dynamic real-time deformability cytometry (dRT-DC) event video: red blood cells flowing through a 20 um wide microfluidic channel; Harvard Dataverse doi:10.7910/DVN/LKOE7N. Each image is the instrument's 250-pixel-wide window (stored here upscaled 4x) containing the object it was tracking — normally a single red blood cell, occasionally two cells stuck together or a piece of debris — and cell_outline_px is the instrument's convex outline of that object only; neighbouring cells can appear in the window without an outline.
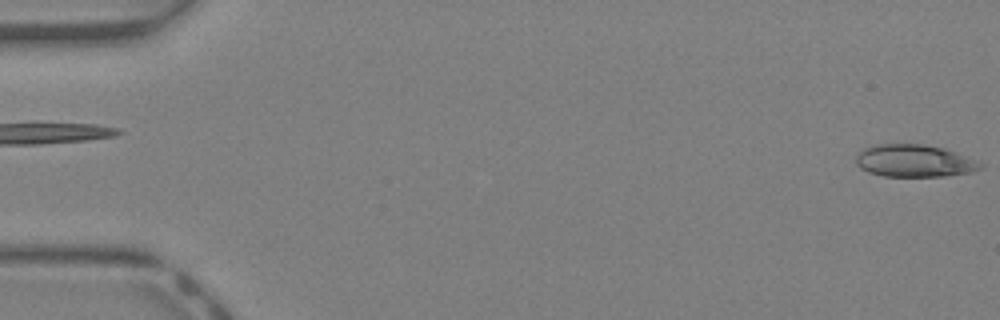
{"species": "Egyptian fruit bat (a non-hibernating species)", "species_latin": "Rousettus aegyptiacus", "temperature_condition": "warm", "stored_images_in_passage": 42, "camera_frame_rate_fps": 3000, "um_per_image_px": 0.085, "animal": {"sex": "female"}, "frame": {"image": 1, "passage_image": 1, "time_ms": 0.0, "image_size_px": [1000, 320], "cell_outline_px": [[984, 164], [980, 168], [972, 172], [944, 176], [884, 176], [868, 172], [860, 168], [856, 164], [856, 156], [864, 148], [876, 144], [924, 144], [944, 148]], "centroid_in_image_um": [77.68, 13.67], "position_along_channel_um": 7.3, "area_um2": 23.29}}
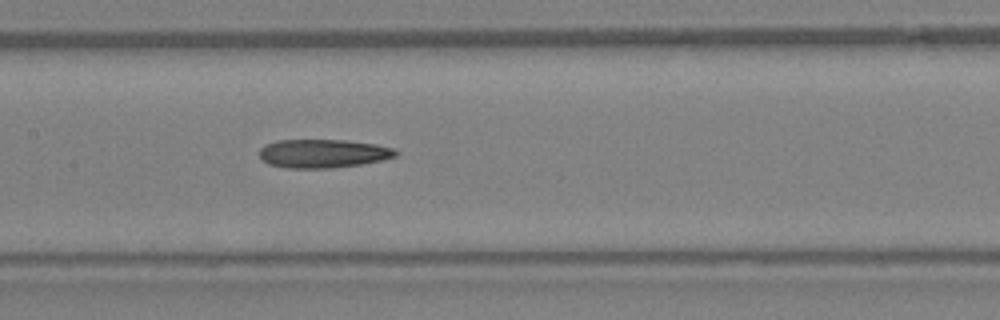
{"frame": {"image": 2, "passage_image": 21, "time_ms": 6.667, "image_size_px": [1000, 320], "cell_outline_px": [[400, 152], [396, 156], [380, 160], [360, 164], [328, 168], [288, 168], [268, 164], [260, 156], [260, 148], [264, 144], [276, 140], [344, 140], [376, 144], [392, 148]], "centroid_in_image_um": [27.44, 13.04], "position_along_channel_um": 180.0, "area_um2": 22.6}}
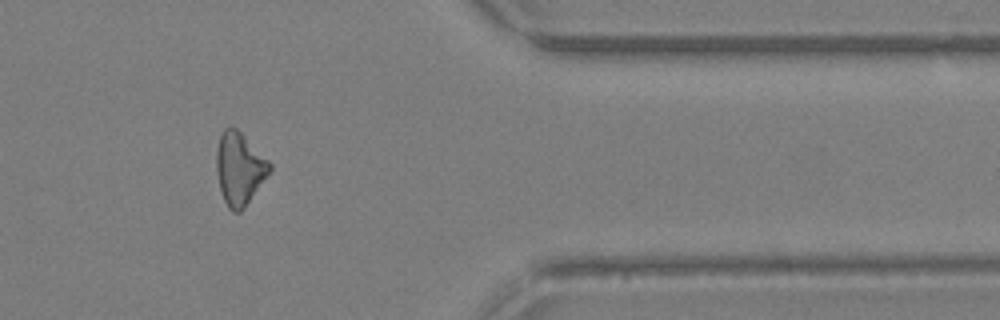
{"frame": {"image": 3, "passage_image": 35, "time_ms": 11.333, "image_size_px": [1000, 320], "cell_outline_px": [[272, 168], [244, 208], [240, 212], [232, 212], [228, 208], [220, 192], [216, 172], [216, 152], [220, 136], [224, 128], [236, 128], [272, 164]], "centroid_in_image_um": [20.32, 14.36], "position_along_channel_um": 391.1, "area_um2": 22.2}}